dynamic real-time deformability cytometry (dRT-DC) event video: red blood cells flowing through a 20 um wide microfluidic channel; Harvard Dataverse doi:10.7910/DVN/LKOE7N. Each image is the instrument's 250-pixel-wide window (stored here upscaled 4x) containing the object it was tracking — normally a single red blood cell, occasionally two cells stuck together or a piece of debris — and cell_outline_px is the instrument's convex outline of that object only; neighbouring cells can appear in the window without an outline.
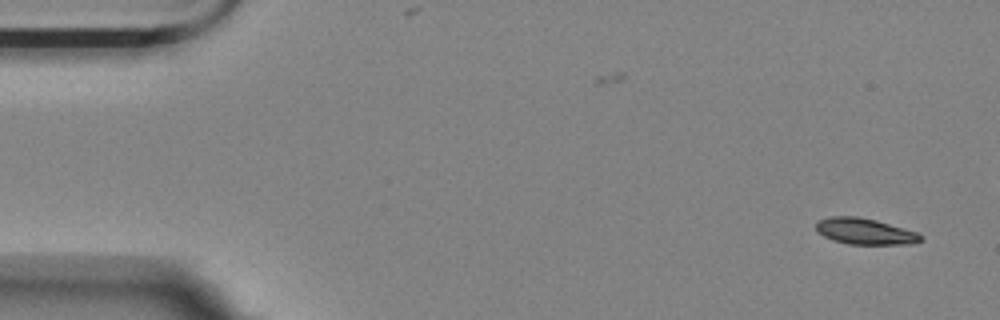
{"species": "Egyptian fruit bat (a non-hibernating species)", "species_latin": "Rousettus aegyptiacus", "temperature_condition": "room temperature", "stored_images_in_passage": 2, "camera_frame_rate_fps": 3000, "um_per_image_px": 0.085, "animal": {"sex": "female"}, "frame": {"image": 1, "passage_image": 2, "time_ms": 0.333, "image_size_px": [1000, 320], "cell_outline_px": [[924, 240], [912, 244], [848, 244], [832, 240], [816, 232], [816, 220], [828, 216], [856, 216], [876, 220], [916, 232]], "centroid_in_image_um": [73.45, 19.66], "position_along_channel_um": 11.5, "area_um2": 16.01}}